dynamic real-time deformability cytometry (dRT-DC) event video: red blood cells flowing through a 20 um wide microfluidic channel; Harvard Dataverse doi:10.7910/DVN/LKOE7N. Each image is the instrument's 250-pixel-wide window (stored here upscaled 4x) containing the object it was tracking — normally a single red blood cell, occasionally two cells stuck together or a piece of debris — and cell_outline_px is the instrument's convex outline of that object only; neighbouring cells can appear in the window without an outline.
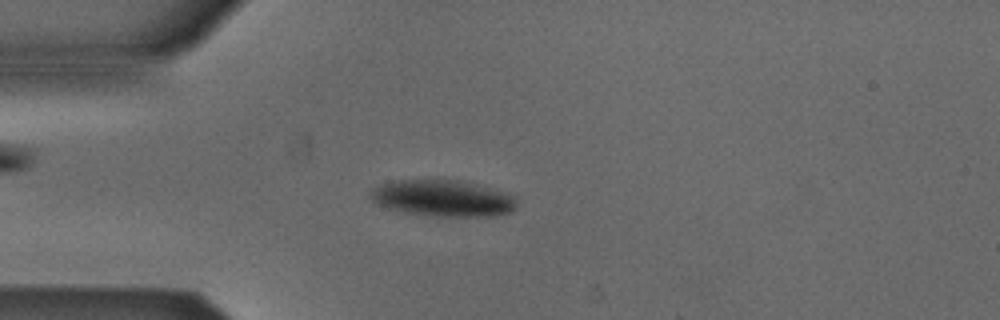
{"species": "Egyptian fruit bat (a non-hibernating species)", "species_latin": "Rousettus aegyptiacus", "temperature_condition": "cold", "stored_images_in_passage": 40, "camera_frame_rate_fps": 3000, "um_per_image_px": 0.085, "animal": {"sex": "male"}, "frame": {"image": 1, "passage_image": 13, "time_ms": 4.0, "image_size_px": [1000, 320], "cell_outline_px": [[516, 208], [512, 212], [496, 216], [436, 216], [400, 212], [376, 204], [368, 196], [368, 192], [372, 188], [384, 184], [400, 180], [460, 180], [476, 184], [504, 192], [516, 196]], "centroid_in_image_um": [37.64, 16.86], "position_along_channel_um": 47.4, "area_um2": 31.15}}
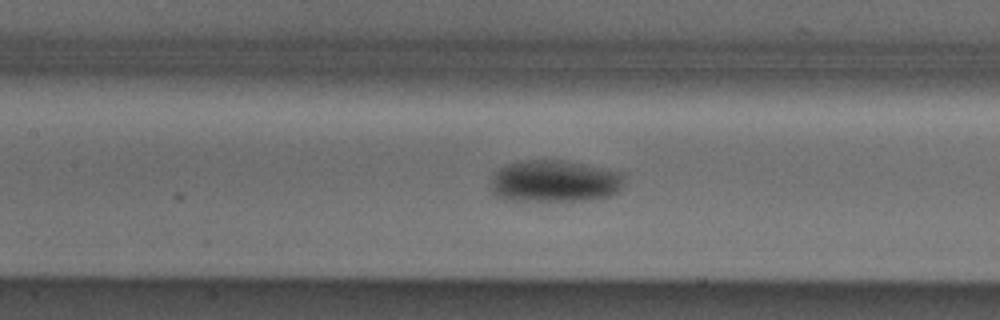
{"frame": {"image": 2, "passage_image": 23, "time_ms": 7.333, "image_size_px": [1000, 320], "cell_outline_px": [[620, 192], [612, 196], [592, 200], [512, 200], [496, 196], [492, 192], [492, 176], [500, 168], [508, 164], [524, 160], [556, 160], [620, 172]], "centroid_in_image_um": [47.1, 15.42], "position_along_channel_um": 160.3, "area_um2": 31.91}}
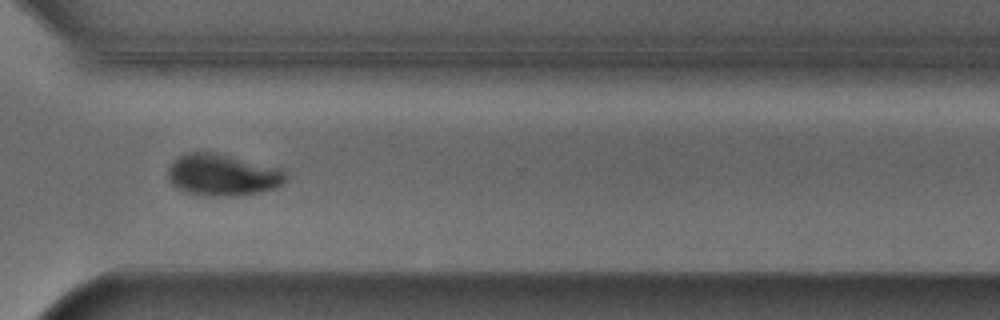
{"frame": {"image": 3, "passage_image": 38, "time_ms": 12.333, "image_size_px": [1000, 320], "cell_outline_px": [[288, 176], [284, 184], [276, 188], [260, 192], [228, 196], [204, 196], [188, 192], [176, 188], [168, 180], [168, 168], [172, 160], [188, 152], [216, 152], [284, 168]], "centroid_in_image_um": [18.96, 14.86], "position_along_channel_um": 351.6, "area_um2": 29.19}}